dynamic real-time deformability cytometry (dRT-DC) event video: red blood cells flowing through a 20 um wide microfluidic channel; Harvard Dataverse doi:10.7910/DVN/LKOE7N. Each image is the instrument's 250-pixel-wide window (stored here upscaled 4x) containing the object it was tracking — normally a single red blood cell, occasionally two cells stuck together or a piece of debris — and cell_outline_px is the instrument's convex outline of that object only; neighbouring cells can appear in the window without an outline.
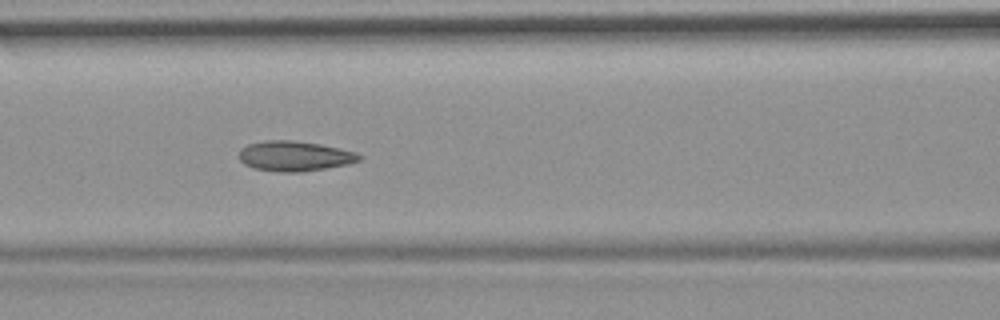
{"species": "common noctule bat (a hibernating species)", "species_latin": "Nyctalus noctula", "temperature_condition": "room temperature", "stored_images_in_passage": 55, "camera_frame_rate_fps": 3000, "um_per_image_px": 0.085, "animal": {"sex": "female", "body_mass_g": 19.9}, "frame": {"image": 1, "passage_image": 24, "time_ms": 7.667, "image_size_px": [1000, 320], "cell_outline_px": [[364, 156], [360, 160], [348, 164], [304, 172], [280, 172], [252, 168], [244, 164], [240, 160], [240, 148], [248, 144], [264, 140], [292, 140], [320, 144], [340, 148], [356, 152]], "centroid_in_image_um": [25.05, 13.26], "position_along_channel_um": 141.5, "area_um2": 21.27}, "authors_computed_cell_mechanics": {"area_um2": 21.386, "velocity_mm_per_s": 3.6912, "shape_relaxation_time_tau1_ms": null, "shape_relaxation_time_tau2_ms": 1.6801, "deformation_change_tau1": null, "deformation_change_tau2": 0.0734}}